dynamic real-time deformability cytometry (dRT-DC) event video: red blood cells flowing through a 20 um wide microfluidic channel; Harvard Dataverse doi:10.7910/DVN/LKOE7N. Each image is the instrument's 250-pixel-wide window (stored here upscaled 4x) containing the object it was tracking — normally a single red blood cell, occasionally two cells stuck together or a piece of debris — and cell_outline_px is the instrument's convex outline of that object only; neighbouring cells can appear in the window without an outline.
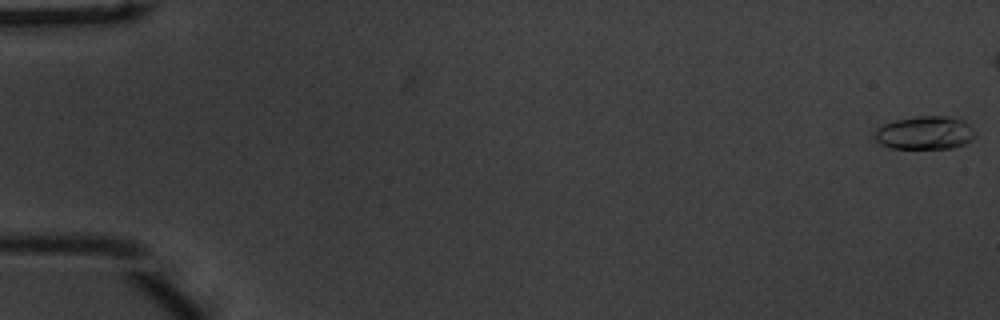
{"species": "common noctule bat (a hibernating species)", "species_latin": "Nyctalus noctula", "temperature_condition": "warm", "stored_images_in_passage": 48, "camera_frame_rate_fps": 3000, "um_per_image_px": 0.085, "animal": {"sex": "male", "body_mass_g": 20.1, "forearm_length_mm": 53.5}, "frame": {"image": 1, "passage_image": 1, "time_ms": 0.0, "image_size_px": [1000, 320], "cell_outline_px": [[976, 136], [972, 140], [964, 144], [952, 148], [892, 148], [880, 144], [876, 140], [876, 128], [884, 124], [896, 120], [916, 116], [944, 116], [964, 120], [976, 132]], "centroid_in_image_um": [78.65, 11.29], "position_along_channel_um": 6.4, "area_um2": 19.42}}
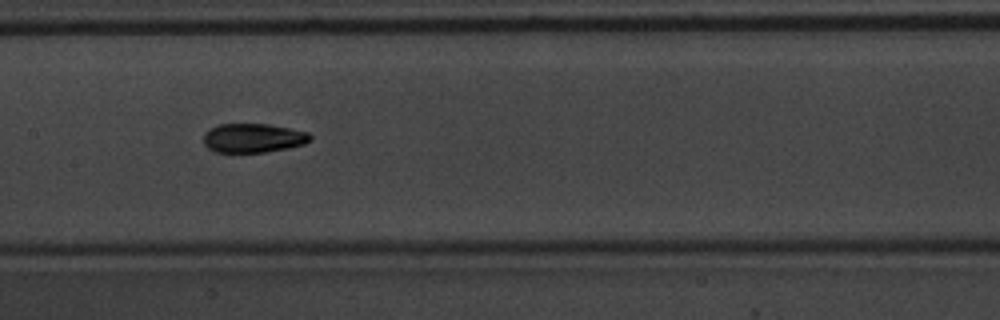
{"frame": {"image": 2, "passage_image": 28, "time_ms": 9.0, "image_size_px": [1000, 320], "cell_outline_px": [[312, 140], [304, 144], [288, 148], [264, 152], [216, 152], [208, 148], [204, 144], [204, 132], [220, 124], [268, 124], [308, 132], [312, 136]], "centroid_in_image_um": [21.53, 11.73], "position_along_channel_um": 185.9, "area_um2": 18.03}}
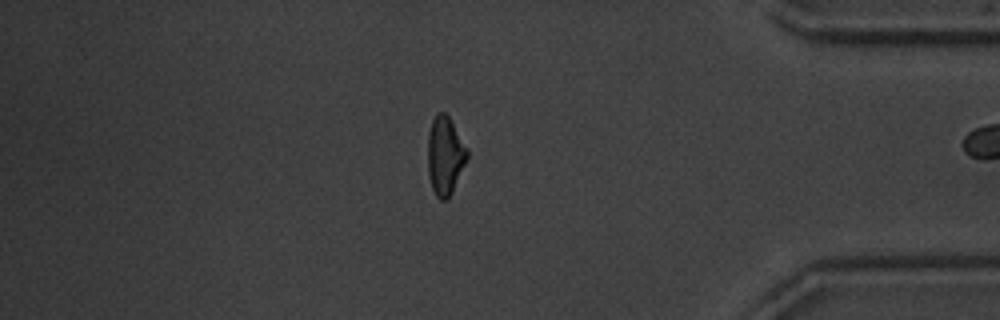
{"frame": {"image": 3, "passage_image": 47, "time_ms": 15.333, "image_size_px": [1000, 320], "cell_outline_px": [[468, 160], [452, 192], [444, 200], [440, 200], [436, 196], [432, 188], [428, 176], [428, 132], [432, 120], [436, 112], [444, 112], [448, 116], [468, 148]], "centroid_in_image_um": [37.83, 13.22], "position_along_channel_um": 397.4, "area_um2": 18.15}}